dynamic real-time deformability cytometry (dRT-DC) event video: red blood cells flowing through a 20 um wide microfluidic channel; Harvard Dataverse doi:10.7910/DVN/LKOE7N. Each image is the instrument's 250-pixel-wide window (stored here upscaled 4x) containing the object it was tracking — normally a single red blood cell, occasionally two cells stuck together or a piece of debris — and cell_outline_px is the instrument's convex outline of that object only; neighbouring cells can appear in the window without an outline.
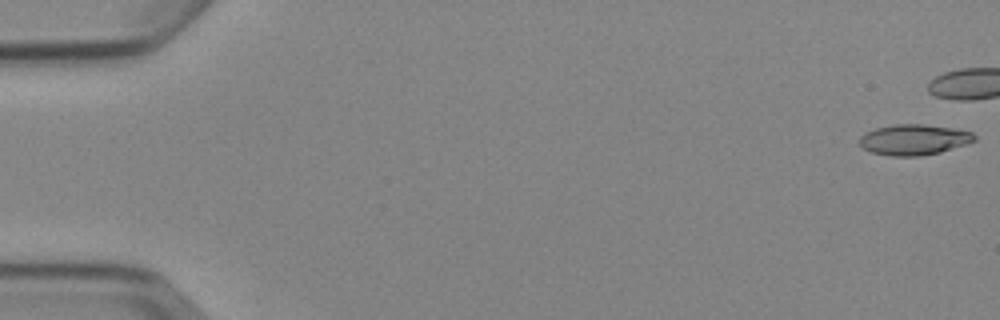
{"species": "Egyptian fruit bat (a non-hibernating species)", "species_latin": "Rousettus aegyptiacus", "temperature_condition": "cold", "stored_images_in_passage": 7, "camera_frame_rate_fps": 3000, "um_per_image_px": 0.085, "animal": {"sex": "female"}, "frame": {"image": 1, "passage_image": 1, "time_ms": 0.0, "image_size_px": [1000, 320], "cell_outline_px": [[976, 140], [968, 144], [940, 152], [920, 156], [892, 156], [872, 152], [864, 148], [860, 144], [860, 136], [876, 128], [896, 124], [924, 124], [952, 128], [972, 132], [976, 136]], "centroid_in_image_um": [77.73, 11.87], "position_along_channel_um": 7.3, "area_um2": 20.4}}
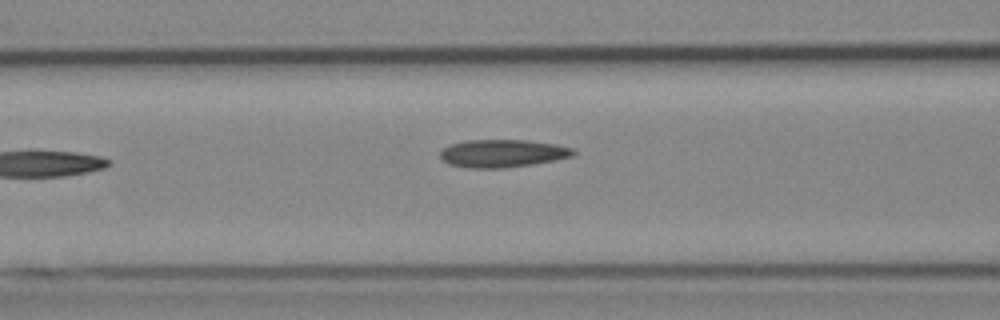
{"frame": {"image": 2, "passage_image": 7, "time_ms": 8.0, "image_size_px": [1000, 320], "cell_outline_px": [[576, 152], [572, 156], [556, 160], [532, 164], [504, 168], [468, 168], [448, 164], [440, 156], [440, 152], [448, 144], [464, 140], [528, 140], [556, 144], [576, 148]], "centroid_in_image_um": [42.73, 13.03], "position_along_channel_um": 123.9, "area_um2": 21.79}}